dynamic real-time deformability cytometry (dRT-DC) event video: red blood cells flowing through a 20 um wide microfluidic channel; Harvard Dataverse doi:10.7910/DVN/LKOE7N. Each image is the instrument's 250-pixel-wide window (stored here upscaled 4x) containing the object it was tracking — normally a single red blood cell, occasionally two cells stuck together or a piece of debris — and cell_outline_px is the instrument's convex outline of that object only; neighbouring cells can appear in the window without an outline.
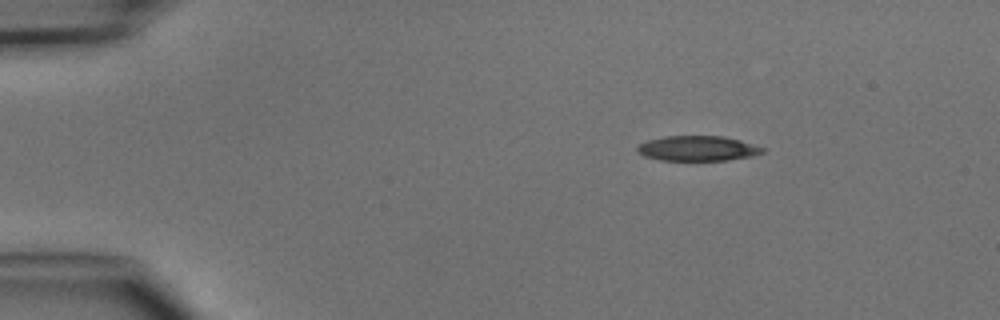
{"species": "common noctule bat (a hibernating species)", "species_latin": "Nyctalus noctula", "temperature_condition": "cold", "stored_images_in_passage": 4, "camera_frame_rate_fps": 3000, "um_per_image_px": 0.085, "animal": {"sex": "male", "body_mass_g": 15.6}, "frame": {"image": 1, "passage_image": 2, "time_ms": 1.0, "image_size_px": [1000, 320], "cell_outline_px": [[768, 148], [764, 152], [752, 156], [728, 160], [660, 160], [644, 156], [636, 152], [636, 144], [648, 140], [664, 136], [724, 136], [740, 140]], "centroid_in_image_um": [59.3, 12.61], "position_along_channel_um": 25.7, "area_um2": 18.55}}
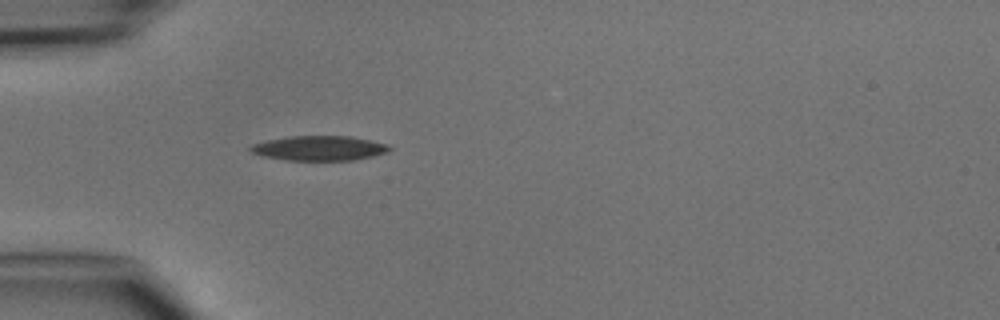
{"frame": {"image": 2, "passage_image": 4, "time_ms": 3.333, "image_size_px": [1000, 320], "cell_outline_px": [[392, 148], [388, 152], [372, 156], [352, 160], [288, 160], [264, 156], [252, 152], [248, 148], [252, 144], [268, 140], [288, 136], [352, 136], [388, 144]], "centroid_in_image_um": [27.16, 12.59], "position_along_channel_um": 57.8, "area_um2": 19.94}}